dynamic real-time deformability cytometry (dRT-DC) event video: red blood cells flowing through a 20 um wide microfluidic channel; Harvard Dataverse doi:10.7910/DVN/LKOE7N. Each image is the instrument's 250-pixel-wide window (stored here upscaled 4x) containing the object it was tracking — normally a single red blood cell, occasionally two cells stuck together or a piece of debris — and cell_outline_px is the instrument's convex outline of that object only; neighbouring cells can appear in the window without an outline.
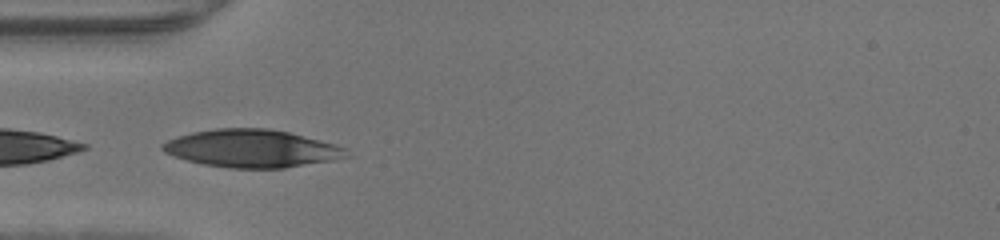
{"species": "human", "species_latin": "Homo sapiens", "temperature_condition": "warm", "stored_images_in_passage": 8, "camera_frame_rate_fps": 3000, "um_per_image_px": 0.085, "donor": {"sex": "male"}, "frame": {"image": 1, "passage_image": 5, "time_ms": 1.333, "image_size_px": [1000, 240], "cell_outline_px": [[352, 156], [332, 160], [284, 168], [228, 168], [204, 164], [188, 160], [164, 152], [160, 148], [160, 144], [176, 136], [192, 132], [216, 128], [268, 128], [288, 132], [320, 140], [348, 148]], "centroid_in_image_um": [21.42, 12.62], "position_along_channel_um": 63.6, "area_um2": 40.52}}